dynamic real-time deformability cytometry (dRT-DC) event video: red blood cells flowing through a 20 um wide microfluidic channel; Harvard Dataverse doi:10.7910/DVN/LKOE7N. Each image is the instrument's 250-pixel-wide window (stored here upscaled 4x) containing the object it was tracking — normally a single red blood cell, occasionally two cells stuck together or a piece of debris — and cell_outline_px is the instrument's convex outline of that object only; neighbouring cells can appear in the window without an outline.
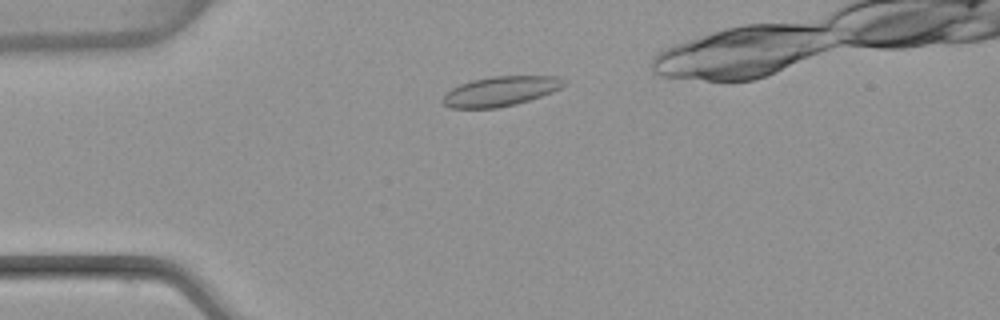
{"species": "common noctule bat (a hibernating species)", "species_latin": "Nyctalus noctula", "temperature_condition": "warm", "stored_images_in_passage": 41, "camera_frame_rate_fps": 3000, "um_per_image_px": 0.085, "animal": {"sex": "female", "body_mass_g": 22.7, "forearm_length_mm": 54.2}, "frame": {"image": 1, "passage_image": 6, "time_ms": 1.667, "image_size_px": [1000, 320], "cell_outline_px": [[568, 84], [552, 92], [516, 104], [496, 108], [448, 108], [440, 100], [452, 88], [460, 84], [472, 80], [492, 76], [560, 76], [568, 80]], "centroid_in_image_um": [42.58, 7.75], "position_along_channel_um": 42.4, "area_um2": 21.1}}
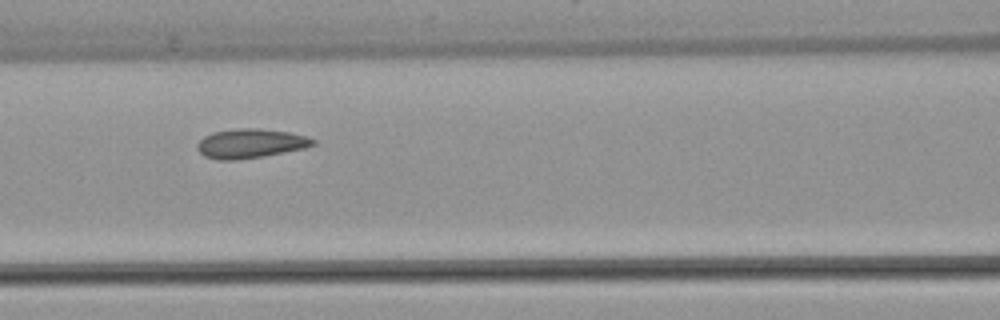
{"frame": {"image": 2, "passage_image": 16, "time_ms": 5.0, "image_size_px": [1000, 320], "cell_outline_px": [[316, 144], [304, 148], [264, 156], [236, 160], [216, 160], [204, 156], [196, 148], [196, 144], [204, 136], [212, 132], [240, 128], [260, 128], [288, 132], [308, 136], [316, 140]], "centroid_in_image_um": [21.28, 12.19], "position_along_channel_um": 145.3, "area_um2": 19.88}}
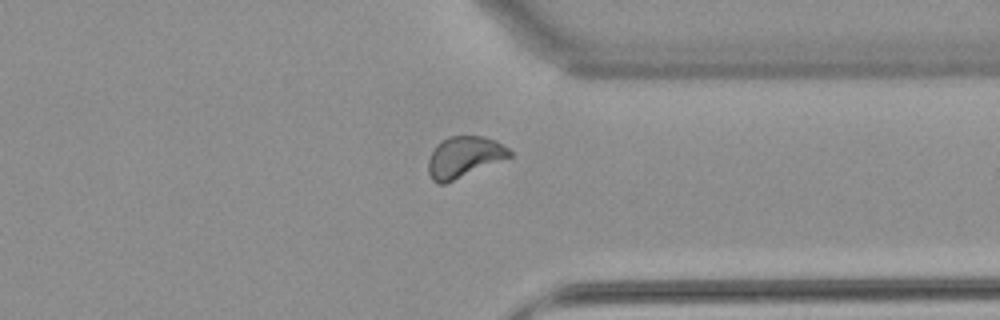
{"frame": {"image": 3, "passage_image": 34, "time_ms": 11.0, "image_size_px": [1000, 320], "cell_outline_px": [[512, 156], [444, 184], [436, 184], [432, 180], [428, 172], [428, 160], [436, 144], [440, 140], [448, 136], [484, 136], [496, 140], [508, 148], [512, 152]], "centroid_in_image_um": [39.43, 13.33], "position_along_channel_um": 372.0, "area_um2": 19.48}, "authors_computed_cell_mechanics": {"area_um2": 19.3052, "velocity_mm_per_s": 3.8176, "shape_relaxation_time_tau1_ms": 6.9108, "shape_relaxation_time_tau2_ms": 2.3901, "deformation_change_tau1": 0.1105, "deformation_change_tau2": 0.0583}}